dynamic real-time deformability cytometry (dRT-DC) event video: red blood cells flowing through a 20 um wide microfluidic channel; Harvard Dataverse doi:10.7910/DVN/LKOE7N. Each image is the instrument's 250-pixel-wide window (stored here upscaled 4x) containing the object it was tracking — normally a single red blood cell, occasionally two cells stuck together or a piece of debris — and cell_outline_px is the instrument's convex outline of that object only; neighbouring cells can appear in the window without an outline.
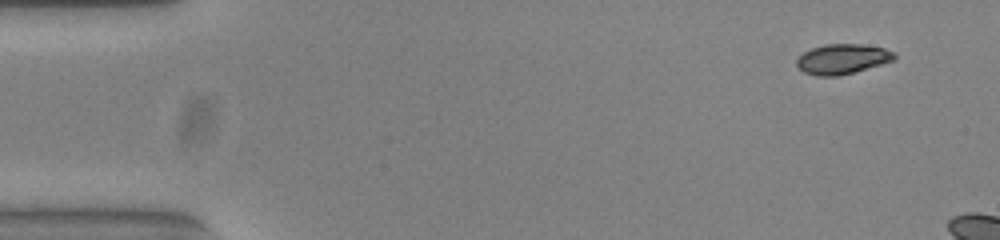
{"species": "common noctule bat (a hibernating species)", "species_latin": "Nyctalus noctula", "temperature_condition": "warm", "stored_images_in_passage": 7, "camera_frame_rate_fps": 3000, "um_per_image_px": 0.085, "animal": {"sex": "female", "body_mass_g": 23.0, "forearm_length_mm": 53.4}, "frame": {"image": 1, "passage_image": 1, "time_ms": 0.0, "image_size_px": [1000, 240], "cell_outline_px": [[896, 56], [892, 60], [880, 64], [852, 72], [836, 76], [816, 76], [804, 72], [796, 64], [796, 60], [804, 52], [812, 48], [824, 44], [860, 44], [884, 48], [896, 52]], "centroid_in_image_um": [71.58, 5.0], "position_along_channel_um": 13.4, "area_um2": 16.82}}